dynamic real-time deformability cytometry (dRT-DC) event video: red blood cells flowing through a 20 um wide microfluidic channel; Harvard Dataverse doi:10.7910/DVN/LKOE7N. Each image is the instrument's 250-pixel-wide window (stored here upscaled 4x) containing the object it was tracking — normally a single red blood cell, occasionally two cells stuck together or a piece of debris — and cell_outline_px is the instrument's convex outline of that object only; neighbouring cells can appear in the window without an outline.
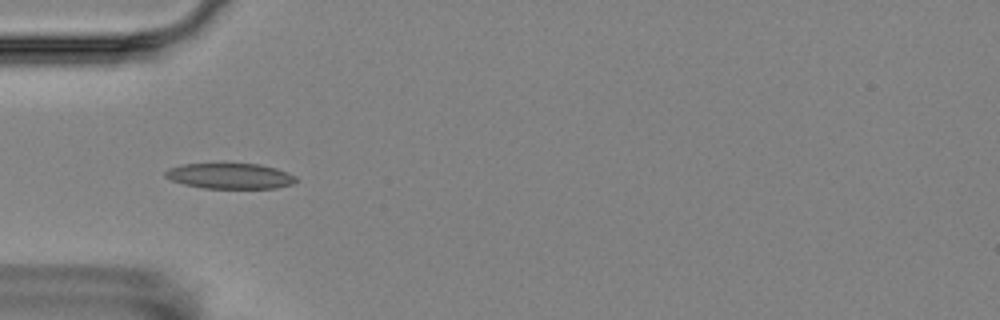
{"species": "Egyptian fruit bat (a non-hibernating species)", "species_latin": "Rousettus aegyptiacus", "temperature_condition": "room temperature", "stored_images_in_passage": 15, "camera_frame_rate_fps": 3000, "um_per_image_px": 0.085, "animal": {"sex": "female"}, "frame": {"image": 1, "passage_image": 4, "time_ms": 4.333, "image_size_px": [1000, 320], "cell_outline_px": [[300, 180], [292, 184], [276, 188], [204, 188], [184, 184], [172, 180], [164, 176], [164, 172], [168, 168], [184, 164], [260, 164], [276, 168], [288, 172], [296, 176]], "centroid_in_image_um": [19.59, 14.96], "position_along_channel_um": 65.4, "area_um2": 19.48}}
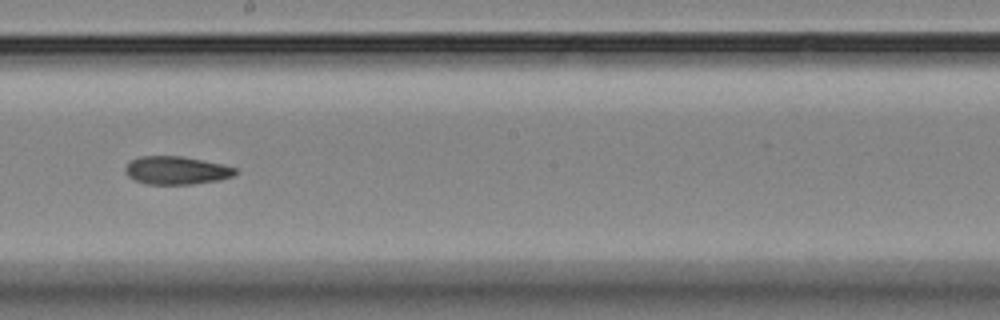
{"frame": {"image": 2, "passage_image": 8, "time_ms": 9.0, "image_size_px": [1000, 320], "cell_outline_px": [[240, 172], [232, 176], [220, 180], [192, 184], [148, 184], [136, 180], [128, 176], [124, 172], [124, 168], [132, 160], [140, 156], [180, 156], [220, 164], [236, 168]], "centroid_in_image_um": [15.0, 14.49], "position_along_channel_um": 233.2, "area_um2": 17.86}}
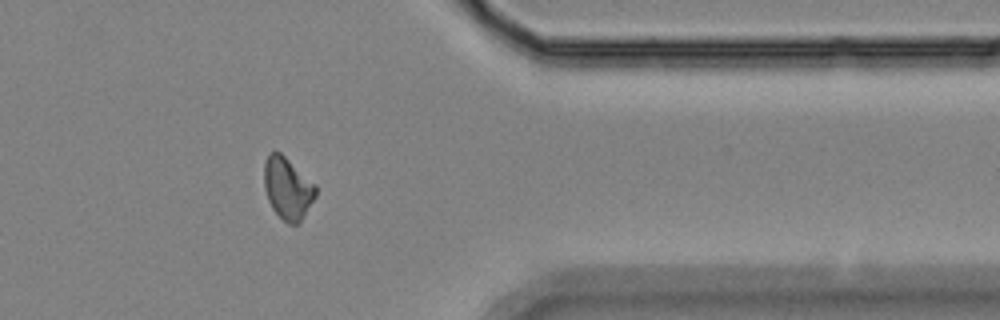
{"frame": {"image": 3, "passage_image": 12, "time_ms": 13.667, "image_size_px": [1000, 320], "cell_outline_px": [[316, 196], [300, 220], [296, 224], [288, 224], [272, 208], [268, 200], [264, 188], [264, 164], [268, 156], [272, 152], [280, 152], [316, 184]], "centroid_in_image_um": [24.44, 15.99], "position_along_channel_um": 387.0, "area_um2": 18.32}, "authors_computed_cell_mechanics": {"area_um2": 18.3226, "velocity_mm_per_s": 3.5928, "shape_relaxation_time_tau1_ms": null, "shape_relaxation_time_tau2_ms": 8.8674, "deformation_change_tau1": null, "deformation_change_tau2": 0.1535}}